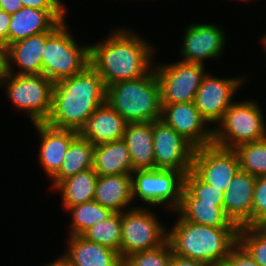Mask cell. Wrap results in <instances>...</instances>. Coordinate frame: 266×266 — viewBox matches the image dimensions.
Returning <instances> with one entry per match:
<instances>
[{
    "instance_id": "27",
    "label": "cell",
    "mask_w": 266,
    "mask_h": 266,
    "mask_svg": "<svg viewBox=\"0 0 266 266\" xmlns=\"http://www.w3.org/2000/svg\"><path fill=\"white\" fill-rule=\"evenodd\" d=\"M95 146L84 138L76 137L69 145L59 171L51 178L52 188L62 180L93 168Z\"/></svg>"
},
{
    "instance_id": "30",
    "label": "cell",
    "mask_w": 266,
    "mask_h": 266,
    "mask_svg": "<svg viewBox=\"0 0 266 266\" xmlns=\"http://www.w3.org/2000/svg\"><path fill=\"white\" fill-rule=\"evenodd\" d=\"M234 150L239 159L240 170L256 178L266 176V137L241 144Z\"/></svg>"
},
{
    "instance_id": "1",
    "label": "cell",
    "mask_w": 266,
    "mask_h": 266,
    "mask_svg": "<svg viewBox=\"0 0 266 266\" xmlns=\"http://www.w3.org/2000/svg\"><path fill=\"white\" fill-rule=\"evenodd\" d=\"M90 46V65L107 87L135 80L151 71L152 46L128 29L113 30L103 42Z\"/></svg>"
},
{
    "instance_id": "38",
    "label": "cell",
    "mask_w": 266,
    "mask_h": 266,
    "mask_svg": "<svg viewBox=\"0 0 266 266\" xmlns=\"http://www.w3.org/2000/svg\"><path fill=\"white\" fill-rule=\"evenodd\" d=\"M9 75L8 48L0 43V85Z\"/></svg>"
},
{
    "instance_id": "7",
    "label": "cell",
    "mask_w": 266,
    "mask_h": 266,
    "mask_svg": "<svg viewBox=\"0 0 266 266\" xmlns=\"http://www.w3.org/2000/svg\"><path fill=\"white\" fill-rule=\"evenodd\" d=\"M6 94L16 108L24 109L33 123H44L52 108L54 83L43 74L17 75L9 73L2 82Z\"/></svg>"
},
{
    "instance_id": "11",
    "label": "cell",
    "mask_w": 266,
    "mask_h": 266,
    "mask_svg": "<svg viewBox=\"0 0 266 266\" xmlns=\"http://www.w3.org/2000/svg\"><path fill=\"white\" fill-rule=\"evenodd\" d=\"M192 170L205 183L225 192L240 170L239 159L234 149L212 143L195 148Z\"/></svg>"
},
{
    "instance_id": "15",
    "label": "cell",
    "mask_w": 266,
    "mask_h": 266,
    "mask_svg": "<svg viewBox=\"0 0 266 266\" xmlns=\"http://www.w3.org/2000/svg\"><path fill=\"white\" fill-rule=\"evenodd\" d=\"M224 34L215 24L189 25L184 34L180 61L204 65V59L220 57L226 41Z\"/></svg>"
},
{
    "instance_id": "28",
    "label": "cell",
    "mask_w": 266,
    "mask_h": 266,
    "mask_svg": "<svg viewBox=\"0 0 266 266\" xmlns=\"http://www.w3.org/2000/svg\"><path fill=\"white\" fill-rule=\"evenodd\" d=\"M67 210L72 213L71 216L73 217L70 225V236L81 235L91 226L108 219L114 214L111 209L102 206L94 200L71 206Z\"/></svg>"
},
{
    "instance_id": "32",
    "label": "cell",
    "mask_w": 266,
    "mask_h": 266,
    "mask_svg": "<svg viewBox=\"0 0 266 266\" xmlns=\"http://www.w3.org/2000/svg\"><path fill=\"white\" fill-rule=\"evenodd\" d=\"M184 188L195 199L215 203L216 206H223L224 192L205 183L192 169L184 175Z\"/></svg>"
},
{
    "instance_id": "39",
    "label": "cell",
    "mask_w": 266,
    "mask_h": 266,
    "mask_svg": "<svg viewBox=\"0 0 266 266\" xmlns=\"http://www.w3.org/2000/svg\"><path fill=\"white\" fill-rule=\"evenodd\" d=\"M170 266H209L207 263L172 254Z\"/></svg>"
},
{
    "instance_id": "4",
    "label": "cell",
    "mask_w": 266,
    "mask_h": 266,
    "mask_svg": "<svg viewBox=\"0 0 266 266\" xmlns=\"http://www.w3.org/2000/svg\"><path fill=\"white\" fill-rule=\"evenodd\" d=\"M106 102L127 123L153 122L161 119V91L154 67L141 78L115 82L107 86Z\"/></svg>"
},
{
    "instance_id": "14",
    "label": "cell",
    "mask_w": 266,
    "mask_h": 266,
    "mask_svg": "<svg viewBox=\"0 0 266 266\" xmlns=\"http://www.w3.org/2000/svg\"><path fill=\"white\" fill-rule=\"evenodd\" d=\"M161 120L195 148L213 143V129L204 127L207 121L194 102L163 104Z\"/></svg>"
},
{
    "instance_id": "20",
    "label": "cell",
    "mask_w": 266,
    "mask_h": 266,
    "mask_svg": "<svg viewBox=\"0 0 266 266\" xmlns=\"http://www.w3.org/2000/svg\"><path fill=\"white\" fill-rule=\"evenodd\" d=\"M68 248L63 256L72 266H120L119 253L107 246L91 242L81 235L69 236Z\"/></svg>"
},
{
    "instance_id": "13",
    "label": "cell",
    "mask_w": 266,
    "mask_h": 266,
    "mask_svg": "<svg viewBox=\"0 0 266 266\" xmlns=\"http://www.w3.org/2000/svg\"><path fill=\"white\" fill-rule=\"evenodd\" d=\"M241 78H217L205 75L195 97V106L209 123H219L224 113L233 103Z\"/></svg>"
},
{
    "instance_id": "18",
    "label": "cell",
    "mask_w": 266,
    "mask_h": 266,
    "mask_svg": "<svg viewBox=\"0 0 266 266\" xmlns=\"http://www.w3.org/2000/svg\"><path fill=\"white\" fill-rule=\"evenodd\" d=\"M127 122L107 102L100 105L76 130L77 137L90 141L94 146L122 140Z\"/></svg>"
},
{
    "instance_id": "10",
    "label": "cell",
    "mask_w": 266,
    "mask_h": 266,
    "mask_svg": "<svg viewBox=\"0 0 266 266\" xmlns=\"http://www.w3.org/2000/svg\"><path fill=\"white\" fill-rule=\"evenodd\" d=\"M161 91V104L194 102L204 76V65L178 61L155 66Z\"/></svg>"
},
{
    "instance_id": "19",
    "label": "cell",
    "mask_w": 266,
    "mask_h": 266,
    "mask_svg": "<svg viewBox=\"0 0 266 266\" xmlns=\"http://www.w3.org/2000/svg\"><path fill=\"white\" fill-rule=\"evenodd\" d=\"M40 135L39 162L51 179L60 169L76 130L58 129L44 123H32Z\"/></svg>"
},
{
    "instance_id": "35",
    "label": "cell",
    "mask_w": 266,
    "mask_h": 266,
    "mask_svg": "<svg viewBox=\"0 0 266 266\" xmlns=\"http://www.w3.org/2000/svg\"><path fill=\"white\" fill-rule=\"evenodd\" d=\"M223 266H260L250 254L237 243L229 252Z\"/></svg>"
},
{
    "instance_id": "9",
    "label": "cell",
    "mask_w": 266,
    "mask_h": 266,
    "mask_svg": "<svg viewBox=\"0 0 266 266\" xmlns=\"http://www.w3.org/2000/svg\"><path fill=\"white\" fill-rule=\"evenodd\" d=\"M133 200L149 205L167 204L168 209L176 210L181 201L184 187V174L175 170L152 169L132 172ZM169 203V204H168Z\"/></svg>"
},
{
    "instance_id": "21",
    "label": "cell",
    "mask_w": 266,
    "mask_h": 266,
    "mask_svg": "<svg viewBox=\"0 0 266 266\" xmlns=\"http://www.w3.org/2000/svg\"><path fill=\"white\" fill-rule=\"evenodd\" d=\"M123 141L129 149L133 172L155 169L153 122L127 123Z\"/></svg>"
},
{
    "instance_id": "5",
    "label": "cell",
    "mask_w": 266,
    "mask_h": 266,
    "mask_svg": "<svg viewBox=\"0 0 266 266\" xmlns=\"http://www.w3.org/2000/svg\"><path fill=\"white\" fill-rule=\"evenodd\" d=\"M65 23L45 32L42 74L53 83L76 75L90 64V46L75 43Z\"/></svg>"
},
{
    "instance_id": "2",
    "label": "cell",
    "mask_w": 266,
    "mask_h": 266,
    "mask_svg": "<svg viewBox=\"0 0 266 266\" xmlns=\"http://www.w3.org/2000/svg\"><path fill=\"white\" fill-rule=\"evenodd\" d=\"M106 102V86L89 64L81 72L54 83L52 108L46 124L77 130L83 121Z\"/></svg>"
},
{
    "instance_id": "16",
    "label": "cell",
    "mask_w": 266,
    "mask_h": 266,
    "mask_svg": "<svg viewBox=\"0 0 266 266\" xmlns=\"http://www.w3.org/2000/svg\"><path fill=\"white\" fill-rule=\"evenodd\" d=\"M66 9H33L23 6L11 14L8 46L32 35L51 32L66 21Z\"/></svg>"
},
{
    "instance_id": "26",
    "label": "cell",
    "mask_w": 266,
    "mask_h": 266,
    "mask_svg": "<svg viewBox=\"0 0 266 266\" xmlns=\"http://www.w3.org/2000/svg\"><path fill=\"white\" fill-rule=\"evenodd\" d=\"M98 175L93 168L62 180L54 189L61 191L64 209L93 201Z\"/></svg>"
},
{
    "instance_id": "25",
    "label": "cell",
    "mask_w": 266,
    "mask_h": 266,
    "mask_svg": "<svg viewBox=\"0 0 266 266\" xmlns=\"http://www.w3.org/2000/svg\"><path fill=\"white\" fill-rule=\"evenodd\" d=\"M93 169L98 176L132 174L129 149L123 139L95 145Z\"/></svg>"
},
{
    "instance_id": "34",
    "label": "cell",
    "mask_w": 266,
    "mask_h": 266,
    "mask_svg": "<svg viewBox=\"0 0 266 266\" xmlns=\"http://www.w3.org/2000/svg\"><path fill=\"white\" fill-rule=\"evenodd\" d=\"M266 220V176L256 178L253 195L252 227Z\"/></svg>"
},
{
    "instance_id": "22",
    "label": "cell",
    "mask_w": 266,
    "mask_h": 266,
    "mask_svg": "<svg viewBox=\"0 0 266 266\" xmlns=\"http://www.w3.org/2000/svg\"><path fill=\"white\" fill-rule=\"evenodd\" d=\"M93 200L114 213L124 212L133 201L132 175L98 176Z\"/></svg>"
},
{
    "instance_id": "3",
    "label": "cell",
    "mask_w": 266,
    "mask_h": 266,
    "mask_svg": "<svg viewBox=\"0 0 266 266\" xmlns=\"http://www.w3.org/2000/svg\"><path fill=\"white\" fill-rule=\"evenodd\" d=\"M177 219L167 232V241L175 255L221 266L238 243V227H210L185 221L180 216Z\"/></svg>"
},
{
    "instance_id": "33",
    "label": "cell",
    "mask_w": 266,
    "mask_h": 266,
    "mask_svg": "<svg viewBox=\"0 0 266 266\" xmlns=\"http://www.w3.org/2000/svg\"><path fill=\"white\" fill-rule=\"evenodd\" d=\"M172 249L168 241L158 248L134 253L128 256L125 266H170Z\"/></svg>"
},
{
    "instance_id": "23",
    "label": "cell",
    "mask_w": 266,
    "mask_h": 266,
    "mask_svg": "<svg viewBox=\"0 0 266 266\" xmlns=\"http://www.w3.org/2000/svg\"><path fill=\"white\" fill-rule=\"evenodd\" d=\"M45 45V33L32 35L10 44L8 48L9 73L17 75L42 74V53ZM11 61V63H10ZM12 61L19 67L12 70Z\"/></svg>"
},
{
    "instance_id": "8",
    "label": "cell",
    "mask_w": 266,
    "mask_h": 266,
    "mask_svg": "<svg viewBox=\"0 0 266 266\" xmlns=\"http://www.w3.org/2000/svg\"><path fill=\"white\" fill-rule=\"evenodd\" d=\"M120 258L160 247L167 241L166 228L150 212V209L135 206L121 213Z\"/></svg>"
},
{
    "instance_id": "31",
    "label": "cell",
    "mask_w": 266,
    "mask_h": 266,
    "mask_svg": "<svg viewBox=\"0 0 266 266\" xmlns=\"http://www.w3.org/2000/svg\"><path fill=\"white\" fill-rule=\"evenodd\" d=\"M238 243L260 266H266V233L259 227H240Z\"/></svg>"
},
{
    "instance_id": "40",
    "label": "cell",
    "mask_w": 266,
    "mask_h": 266,
    "mask_svg": "<svg viewBox=\"0 0 266 266\" xmlns=\"http://www.w3.org/2000/svg\"><path fill=\"white\" fill-rule=\"evenodd\" d=\"M23 7L21 0H0V9L8 14H14Z\"/></svg>"
},
{
    "instance_id": "37",
    "label": "cell",
    "mask_w": 266,
    "mask_h": 266,
    "mask_svg": "<svg viewBox=\"0 0 266 266\" xmlns=\"http://www.w3.org/2000/svg\"><path fill=\"white\" fill-rule=\"evenodd\" d=\"M11 15L0 9V43L8 47V32Z\"/></svg>"
},
{
    "instance_id": "12",
    "label": "cell",
    "mask_w": 266,
    "mask_h": 266,
    "mask_svg": "<svg viewBox=\"0 0 266 266\" xmlns=\"http://www.w3.org/2000/svg\"><path fill=\"white\" fill-rule=\"evenodd\" d=\"M155 169L180 171L192 169L195 147L161 119L153 121Z\"/></svg>"
},
{
    "instance_id": "6",
    "label": "cell",
    "mask_w": 266,
    "mask_h": 266,
    "mask_svg": "<svg viewBox=\"0 0 266 266\" xmlns=\"http://www.w3.org/2000/svg\"><path fill=\"white\" fill-rule=\"evenodd\" d=\"M213 129V144L235 149L237 146L266 137V125L260 106L254 101L232 103Z\"/></svg>"
},
{
    "instance_id": "24",
    "label": "cell",
    "mask_w": 266,
    "mask_h": 266,
    "mask_svg": "<svg viewBox=\"0 0 266 266\" xmlns=\"http://www.w3.org/2000/svg\"><path fill=\"white\" fill-rule=\"evenodd\" d=\"M185 221L210 227H237L227 217L223 206L195 199L184 187L179 207L175 210Z\"/></svg>"
},
{
    "instance_id": "29",
    "label": "cell",
    "mask_w": 266,
    "mask_h": 266,
    "mask_svg": "<svg viewBox=\"0 0 266 266\" xmlns=\"http://www.w3.org/2000/svg\"><path fill=\"white\" fill-rule=\"evenodd\" d=\"M121 227V213H114L108 219L100 221L88 228L81 236L91 242L107 246L117 251L120 256Z\"/></svg>"
},
{
    "instance_id": "17",
    "label": "cell",
    "mask_w": 266,
    "mask_h": 266,
    "mask_svg": "<svg viewBox=\"0 0 266 266\" xmlns=\"http://www.w3.org/2000/svg\"><path fill=\"white\" fill-rule=\"evenodd\" d=\"M256 177L239 170L223 194V209L238 228L252 227L253 195Z\"/></svg>"
},
{
    "instance_id": "43",
    "label": "cell",
    "mask_w": 266,
    "mask_h": 266,
    "mask_svg": "<svg viewBox=\"0 0 266 266\" xmlns=\"http://www.w3.org/2000/svg\"><path fill=\"white\" fill-rule=\"evenodd\" d=\"M261 41H262V43L265 45L264 48H265V50H266V34L263 35Z\"/></svg>"
},
{
    "instance_id": "42",
    "label": "cell",
    "mask_w": 266,
    "mask_h": 266,
    "mask_svg": "<svg viewBox=\"0 0 266 266\" xmlns=\"http://www.w3.org/2000/svg\"><path fill=\"white\" fill-rule=\"evenodd\" d=\"M258 227L266 233V220L262 222Z\"/></svg>"
},
{
    "instance_id": "41",
    "label": "cell",
    "mask_w": 266,
    "mask_h": 266,
    "mask_svg": "<svg viewBox=\"0 0 266 266\" xmlns=\"http://www.w3.org/2000/svg\"><path fill=\"white\" fill-rule=\"evenodd\" d=\"M45 266H72V264L62 255L58 259Z\"/></svg>"
},
{
    "instance_id": "36",
    "label": "cell",
    "mask_w": 266,
    "mask_h": 266,
    "mask_svg": "<svg viewBox=\"0 0 266 266\" xmlns=\"http://www.w3.org/2000/svg\"><path fill=\"white\" fill-rule=\"evenodd\" d=\"M23 6L33 9H65L60 0H21Z\"/></svg>"
}]
</instances>
